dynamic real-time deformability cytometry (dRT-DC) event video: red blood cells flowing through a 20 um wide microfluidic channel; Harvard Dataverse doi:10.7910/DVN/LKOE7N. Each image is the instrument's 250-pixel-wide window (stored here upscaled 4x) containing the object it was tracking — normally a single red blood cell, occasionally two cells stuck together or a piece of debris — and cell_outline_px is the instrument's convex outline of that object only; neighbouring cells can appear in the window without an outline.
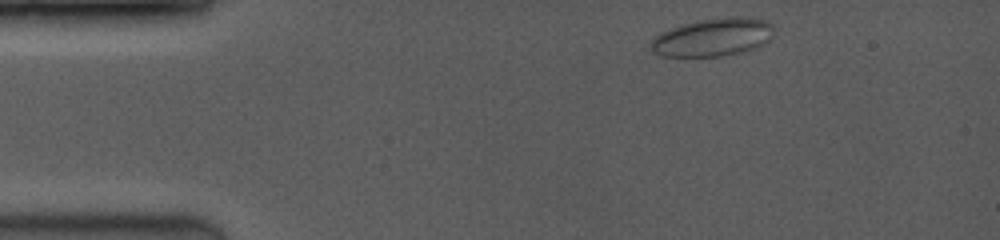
{"species": "common noctule bat (a hibernating species)", "species_latin": "Nyctalus noctula", "temperature_condition": "room temperature", "stored_images_in_passage": 33, "camera_frame_rate_fps": 3500, "um_per_image_px": 0.085, "animal": {"sex": "female", "body_mass_g": 19.0, "forearm_length_mm": 53.3}, "frame": {"image": 1, "passage_image": 1, "time_ms": 0.0, "image_size_px": [1000, 240], "cell_outline_px": [[776, 28], [772, 40], [756, 48], [744, 52], [720, 56], [660, 56], [652, 52], [648, 48], [648, 44], [660, 32], [672, 28], [704, 20], [744, 16], [768, 20]], "centroid_in_image_um": [60.66, 3.19], "position_along_channel_um": 24.3, "area_um2": 27.46}}
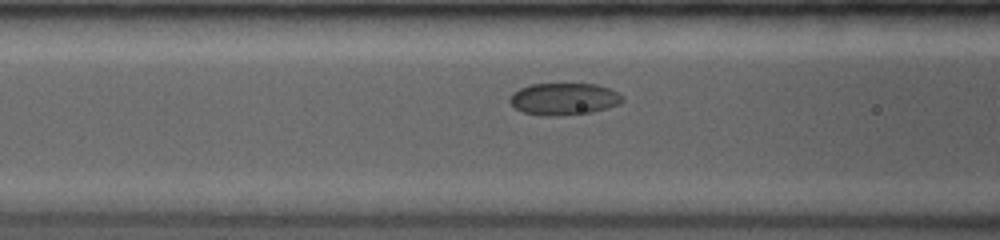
{"frame": {"image": 2, "passage_image": 17, "time_ms": 4.286, "image_size_px": [1000, 240], "cell_outline_px": [[624, 100], [620, 104], [608, 108], [592, 112], [556, 116], [544, 116], [524, 112], [516, 108], [508, 100], [512, 92], [520, 88], [532, 84], [596, 84], [608, 88], [624, 96]], "centroid_in_image_um": [47.94, 8.41], "position_along_channel_um": 118.7, "area_um2": 21.04}}
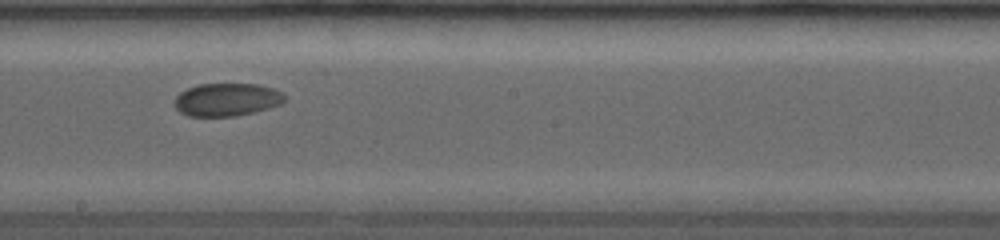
{"frame": {"image": 3, "passage_image": 30, "time_ms": 7.143, "image_size_px": [1000, 240], "cell_outline_px": [[284, 100], [280, 104], [268, 108], [236, 116], [188, 116], [180, 112], [172, 104], [176, 96], [180, 92], [188, 88], [200, 84], [256, 84], [272, 88], [284, 92]], "centroid_in_image_um": [19.24, 8.47], "position_along_channel_um": 229.0, "area_um2": 21.1}}